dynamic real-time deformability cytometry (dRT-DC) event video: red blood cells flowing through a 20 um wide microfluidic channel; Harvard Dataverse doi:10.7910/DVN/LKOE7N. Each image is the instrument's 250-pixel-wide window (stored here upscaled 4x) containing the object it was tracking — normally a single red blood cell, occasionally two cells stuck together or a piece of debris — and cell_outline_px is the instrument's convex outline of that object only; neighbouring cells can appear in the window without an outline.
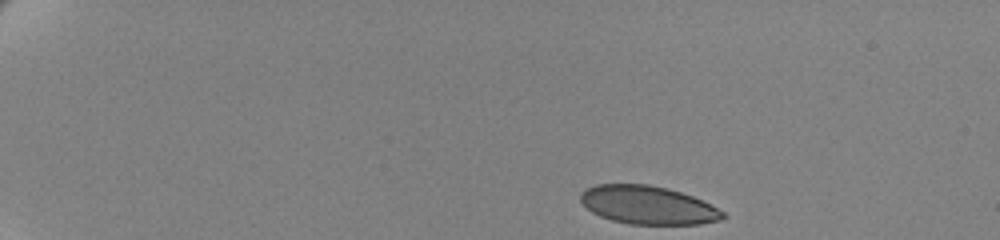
{"species": "human", "species_latin": "Homo sapiens", "temperature_condition": "cold", "stored_images_in_passage": 50, "camera_frame_rate_fps": 3000, "um_per_image_px": 0.085, "donor": {"sex": "female"}, "frame": {"image": 1, "passage_image": 1, "time_ms": 0.0, "image_size_px": [1000, 240], "cell_outline_px": [[728, 216], [720, 220], [700, 224], [628, 224], [612, 220], [600, 216], [592, 212], [580, 200], [580, 192], [584, 188], [596, 184], [648, 184], [668, 188], [692, 196], [724, 212]], "centroid_in_image_um": [55.04, 17.43], "position_along_channel_um": 30.0, "area_um2": 31.73}}
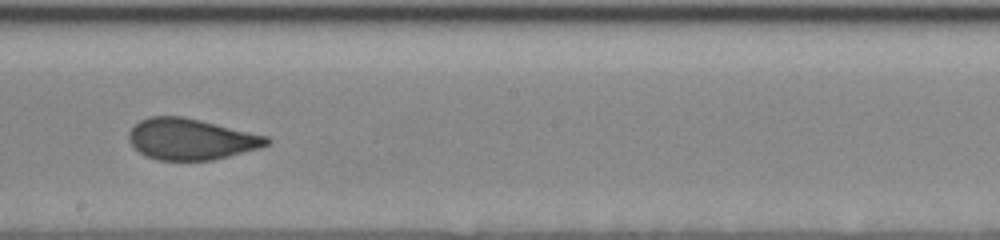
{"frame": {"image": 2, "passage_image": 28, "time_ms": 9.0, "image_size_px": [1000, 240], "cell_outline_px": [[272, 140], [268, 144], [260, 148], [212, 160], [156, 160], [144, 156], [128, 140], [128, 132], [140, 120], [152, 116], [180, 116], [200, 120], [268, 136]], "centroid_in_image_um": [16.23, 11.83], "position_along_channel_um": 232.0, "area_um2": 32.95}}
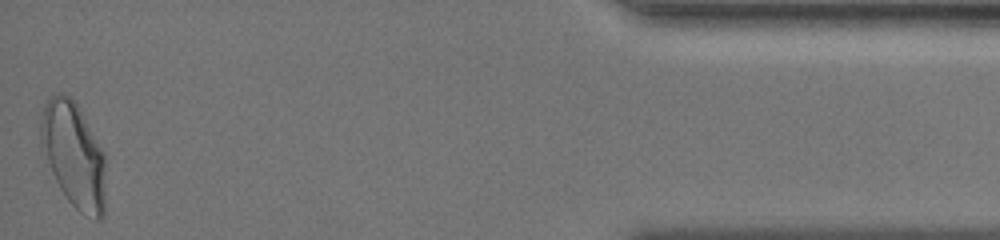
{"frame": {"image": 3, "passage_image": 50, "time_ms": 16.333, "image_size_px": [1000, 240], "cell_outline_px": [[104, 216], [100, 220], [96, 220], [80, 212], [68, 200], [60, 188], [52, 172], [40, 144], [40, 120], [44, 104], [52, 96], [60, 92], [68, 96], [76, 104], [104, 152]], "centroid_in_image_um": [6.25, 13.18], "position_along_channel_um": 428.9, "area_um2": 39.25}, "authors_computed_cell_mechanics": {"area_um2": 33.7841, "velocity_mm_per_s": 3.4813, "shape_relaxation_time_tau1_ms": 6.1449, "shape_relaxation_time_tau2_ms": null, "deformation_change_tau1": 0.1637, "deformation_change_tau2": null}}